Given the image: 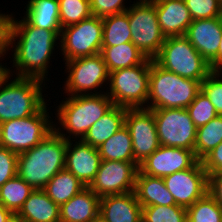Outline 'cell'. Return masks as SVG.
I'll list each match as a JSON object with an SVG mask.
<instances>
[{
    "instance_id": "6da1fadb",
    "label": "cell",
    "mask_w": 222,
    "mask_h": 222,
    "mask_svg": "<svg viewBox=\"0 0 222 222\" xmlns=\"http://www.w3.org/2000/svg\"><path fill=\"white\" fill-rule=\"evenodd\" d=\"M60 32L41 29L31 25L25 18L18 21L6 14L4 47L7 51L15 47L13 67L17 68V77L45 81L49 60L56 40L60 39Z\"/></svg>"
},
{
    "instance_id": "7a4b0ae2",
    "label": "cell",
    "mask_w": 222,
    "mask_h": 222,
    "mask_svg": "<svg viewBox=\"0 0 222 222\" xmlns=\"http://www.w3.org/2000/svg\"><path fill=\"white\" fill-rule=\"evenodd\" d=\"M67 140L53 130L36 146L18 154L17 175L34 190L44 189L65 167Z\"/></svg>"
},
{
    "instance_id": "3957f363",
    "label": "cell",
    "mask_w": 222,
    "mask_h": 222,
    "mask_svg": "<svg viewBox=\"0 0 222 222\" xmlns=\"http://www.w3.org/2000/svg\"><path fill=\"white\" fill-rule=\"evenodd\" d=\"M66 99L57 106V118L60 126H63L69 135L66 137L67 133H63L59 127L56 128V125L54 130L67 141L71 135L82 140L89 128L114 106L105 92L96 95L69 96Z\"/></svg>"
},
{
    "instance_id": "277c9868",
    "label": "cell",
    "mask_w": 222,
    "mask_h": 222,
    "mask_svg": "<svg viewBox=\"0 0 222 222\" xmlns=\"http://www.w3.org/2000/svg\"><path fill=\"white\" fill-rule=\"evenodd\" d=\"M202 81L183 78L151 61L148 109L187 108L201 91ZM151 101V103L149 102Z\"/></svg>"
},
{
    "instance_id": "5b68a950",
    "label": "cell",
    "mask_w": 222,
    "mask_h": 222,
    "mask_svg": "<svg viewBox=\"0 0 222 222\" xmlns=\"http://www.w3.org/2000/svg\"><path fill=\"white\" fill-rule=\"evenodd\" d=\"M10 72L9 69V74L0 83V124L29 117L47 103L42 95V80L16 77L9 82Z\"/></svg>"
},
{
    "instance_id": "8992f818",
    "label": "cell",
    "mask_w": 222,
    "mask_h": 222,
    "mask_svg": "<svg viewBox=\"0 0 222 222\" xmlns=\"http://www.w3.org/2000/svg\"><path fill=\"white\" fill-rule=\"evenodd\" d=\"M153 60L163 69L187 79L203 81L212 72L209 63L185 36L167 37Z\"/></svg>"
},
{
    "instance_id": "52a82bcc",
    "label": "cell",
    "mask_w": 222,
    "mask_h": 222,
    "mask_svg": "<svg viewBox=\"0 0 222 222\" xmlns=\"http://www.w3.org/2000/svg\"><path fill=\"white\" fill-rule=\"evenodd\" d=\"M152 60L146 58L134 67L109 72L110 92L106 94L114 105L125 108H146Z\"/></svg>"
},
{
    "instance_id": "ba28073f",
    "label": "cell",
    "mask_w": 222,
    "mask_h": 222,
    "mask_svg": "<svg viewBox=\"0 0 222 222\" xmlns=\"http://www.w3.org/2000/svg\"><path fill=\"white\" fill-rule=\"evenodd\" d=\"M46 103L33 115L0 124V146L16 154L36 146L53 130ZM48 113V114H47Z\"/></svg>"
},
{
    "instance_id": "9c48e42d",
    "label": "cell",
    "mask_w": 222,
    "mask_h": 222,
    "mask_svg": "<svg viewBox=\"0 0 222 222\" xmlns=\"http://www.w3.org/2000/svg\"><path fill=\"white\" fill-rule=\"evenodd\" d=\"M131 42L150 59L160 52L166 37L159 26L154 2H136L128 9Z\"/></svg>"
},
{
    "instance_id": "30bf717a",
    "label": "cell",
    "mask_w": 222,
    "mask_h": 222,
    "mask_svg": "<svg viewBox=\"0 0 222 222\" xmlns=\"http://www.w3.org/2000/svg\"><path fill=\"white\" fill-rule=\"evenodd\" d=\"M102 37V18L94 15L77 24L62 28L59 44L65 61L100 54Z\"/></svg>"
},
{
    "instance_id": "8fae6325",
    "label": "cell",
    "mask_w": 222,
    "mask_h": 222,
    "mask_svg": "<svg viewBox=\"0 0 222 222\" xmlns=\"http://www.w3.org/2000/svg\"><path fill=\"white\" fill-rule=\"evenodd\" d=\"M161 146L177 147L194 152L197 127L185 108L151 109Z\"/></svg>"
},
{
    "instance_id": "7c38bea8",
    "label": "cell",
    "mask_w": 222,
    "mask_h": 222,
    "mask_svg": "<svg viewBox=\"0 0 222 222\" xmlns=\"http://www.w3.org/2000/svg\"><path fill=\"white\" fill-rule=\"evenodd\" d=\"M65 64L69 74L64 88L70 96L101 94L96 91L88 93L109 80V72L101 54L75 58Z\"/></svg>"
},
{
    "instance_id": "4fadbf2b",
    "label": "cell",
    "mask_w": 222,
    "mask_h": 222,
    "mask_svg": "<svg viewBox=\"0 0 222 222\" xmlns=\"http://www.w3.org/2000/svg\"><path fill=\"white\" fill-rule=\"evenodd\" d=\"M138 170L136 162L101 160L98 172L88 187L100 198L133 192Z\"/></svg>"
},
{
    "instance_id": "5bb4252c",
    "label": "cell",
    "mask_w": 222,
    "mask_h": 222,
    "mask_svg": "<svg viewBox=\"0 0 222 222\" xmlns=\"http://www.w3.org/2000/svg\"><path fill=\"white\" fill-rule=\"evenodd\" d=\"M125 126L133 143V156L140 165L161 145L153 111L148 108H127Z\"/></svg>"
},
{
    "instance_id": "9a60e30c",
    "label": "cell",
    "mask_w": 222,
    "mask_h": 222,
    "mask_svg": "<svg viewBox=\"0 0 222 222\" xmlns=\"http://www.w3.org/2000/svg\"><path fill=\"white\" fill-rule=\"evenodd\" d=\"M176 205L188 208L208 193V174L201 160L191 168L177 171L163 178Z\"/></svg>"
},
{
    "instance_id": "2e32d148",
    "label": "cell",
    "mask_w": 222,
    "mask_h": 222,
    "mask_svg": "<svg viewBox=\"0 0 222 222\" xmlns=\"http://www.w3.org/2000/svg\"><path fill=\"white\" fill-rule=\"evenodd\" d=\"M197 161L192 150L160 146L139 165V170L148 176L164 178L191 168Z\"/></svg>"
},
{
    "instance_id": "e0dca14e",
    "label": "cell",
    "mask_w": 222,
    "mask_h": 222,
    "mask_svg": "<svg viewBox=\"0 0 222 222\" xmlns=\"http://www.w3.org/2000/svg\"><path fill=\"white\" fill-rule=\"evenodd\" d=\"M72 144L71 140L67 141L64 168L88 187L98 172L101 156L96 147L86 144L80 139L73 146Z\"/></svg>"
},
{
    "instance_id": "ac0fdd59",
    "label": "cell",
    "mask_w": 222,
    "mask_h": 222,
    "mask_svg": "<svg viewBox=\"0 0 222 222\" xmlns=\"http://www.w3.org/2000/svg\"><path fill=\"white\" fill-rule=\"evenodd\" d=\"M222 35V16L192 20L185 37L201 56L210 63L218 54Z\"/></svg>"
},
{
    "instance_id": "d6986e66",
    "label": "cell",
    "mask_w": 222,
    "mask_h": 222,
    "mask_svg": "<svg viewBox=\"0 0 222 222\" xmlns=\"http://www.w3.org/2000/svg\"><path fill=\"white\" fill-rule=\"evenodd\" d=\"M154 3L163 35L166 38L184 36L192 23L184 0H156Z\"/></svg>"
},
{
    "instance_id": "ffe728a7",
    "label": "cell",
    "mask_w": 222,
    "mask_h": 222,
    "mask_svg": "<svg viewBox=\"0 0 222 222\" xmlns=\"http://www.w3.org/2000/svg\"><path fill=\"white\" fill-rule=\"evenodd\" d=\"M99 214L107 222H141L142 206L133 192L100 198Z\"/></svg>"
},
{
    "instance_id": "44dd1931",
    "label": "cell",
    "mask_w": 222,
    "mask_h": 222,
    "mask_svg": "<svg viewBox=\"0 0 222 222\" xmlns=\"http://www.w3.org/2000/svg\"><path fill=\"white\" fill-rule=\"evenodd\" d=\"M99 210L100 197L86 187L60 206V222H90Z\"/></svg>"
},
{
    "instance_id": "7402d4cb",
    "label": "cell",
    "mask_w": 222,
    "mask_h": 222,
    "mask_svg": "<svg viewBox=\"0 0 222 222\" xmlns=\"http://www.w3.org/2000/svg\"><path fill=\"white\" fill-rule=\"evenodd\" d=\"M134 193L142 207L161 205H176V202L166 188L163 178L152 177L138 170Z\"/></svg>"
},
{
    "instance_id": "603a6c76",
    "label": "cell",
    "mask_w": 222,
    "mask_h": 222,
    "mask_svg": "<svg viewBox=\"0 0 222 222\" xmlns=\"http://www.w3.org/2000/svg\"><path fill=\"white\" fill-rule=\"evenodd\" d=\"M60 207L43 189L34 190L16 214L25 222H60Z\"/></svg>"
},
{
    "instance_id": "cb8c5ba5",
    "label": "cell",
    "mask_w": 222,
    "mask_h": 222,
    "mask_svg": "<svg viewBox=\"0 0 222 222\" xmlns=\"http://www.w3.org/2000/svg\"><path fill=\"white\" fill-rule=\"evenodd\" d=\"M126 111L127 108L114 105L89 128L82 141L98 148L125 125Z\"/></svg>"
},
{
    "instance_id": "d4e9b609",
    "label": "cell",
    "mask_w": 222,
    "mask_h": 222,
    "mask_svg": "<svg viewBox=\"0 0 222 222\" xmlns=\"http://www.w3.org/2000/svg\"><path fill=\"white\" fill-rule=\"evenodd\" d=\"M24 18L33 26L49 31H61L58 0H30Z\"/></svg>"
},
{
    "instance_id": "484cf974",
    "label": "cell",
    "mask_w": 222,
    "mask_h": 222,
    "mask_svg": "<svg viewBox=\"0 0 222 222\" xmlns=\"http://www.w3.org/2000/svg\"><path fill=\"white\" fill-rule=\"evenodd\" d=\"M86 186L67 169L55 174L43 189L59 207L81 192Z\"/></svg>"
},
{
    "instance_id": "4316f807",
    "label": "cell",
    "mask_w": 222,
    "mask_h": 222,
    "mask_svg": "<svg viewBox=\"0 0 222 222\" xmlns=\"http://www.w3.org/2000/svg\"><path fill=\"white\" fill-rule=\"evenodd\" d=\"M100 54L108 72L134 67L146 59L132 42H126L118 46L102 47Z\"/></svg>"
},
{
    "instance_id": "83f0119b",
    "label": "cell",
    "mask_w": 222,
    "mask_h": 222,
    "mask_svg": "<svg viewBox=\"0 0 222 222\" xmlns=\"http://www.w3.org/2000/svg\"><path fill=\"white\" fill-rule=\"evenodd\" d=\"M97 149L101 160L135 162L132 139L125 125Z\"/></svg>"
},
{
    "instance_id": "f1b7e54d",
    "label": "cell",
    "mask_w": 222,
    "mask_h": 222,
    "mask_svg": "<svg viewBox=\"0 0 222 222\" xmlns=\"http://www.w3.org/2000/svg\"><path fill=\"white\" fill-rule=\"evenodd\" d=\"M103 21L102 47L118 46L131 42L128 10L126 12L106 16Z\"/></svg>"
},
{
    "instance_id": "f546056e",
    "label": "cell",
    "mask_w": 222,
    "mask_h": 222,
    "mask_svg": "<svg viewBox=\"0 0 222 222\" xmlns=\"http://www.w3.org/2000/svg\"><path fill=\"white\" fill-rule=\"evenodd\" d=\"M222 142V115H217L207 124L197 128L194 154L202 160Z\"/></svg>"
},
{
    "instance_id": "4dcf8cb0",
    "label": "cell",
    "mask_w": 222,
    "mask_h": 222,
    "mask_svg": "<svg viewBox=\"0 0 222 222\" xmlns=\"http://www.w3.org/2000/svg\"><path fill=\"white\" fill-rule=\"evenodd\" d=\"M34 189L18 175L0 187V204L17 214Z\"/></svg>"
},
{
    "instance_id": "1f68e13d",
    "label": "cell",
    "mask_w": 222,
    "mask_h": 222,
    "mask_svg": "<svg viewBox=\"0 0 222 222\" xmlns=\"http://www.w3.org/2000/svg\"><path fill=\"white\" fill-rule=\"evenodd\" d=\"M187 222H222V207L207 193L186 208Z\"/></svg>"
},
{
    "instance_id": "d6a6232c",
    "label": "cell",
    "mask_w": 222,
    "mask_h": 222,
    "mask_svg": "<svg viewBox=\"0 0 222 222\" xmlns=\"http://www.w3.org/2000/svg\"><path fill=\"white\" fill-rule=\"evenodd\" d=\"M59 20L62 28L74 25L89 18L90 0H58Z\"/></svg>"
},
{
    "instance_id": "836d02e7",
    "label": "cell",
    "mask_w": 222,
    "mask_h": 222,
    "mask_svg": "<svg viewBox=\"0 0 222 222\" xmlns=\"http://www.w3.org/2000/svg\"><path fill=\"white\" fill-rule=\"evenodd\" d=\"M143 222H187L186 208L179 205L142 207Z\"/></svg>"
},
{
    "instance_id": "e575fe53",
    "label": "cell",
    "mask_w": 222,
    "mask_h": 222,
    "mask_svg": "<svg viewBox=\"0 0 222 222\" xmlns=\"http://www.w3.org/2000/svg\"><path fill=\"white\" fill-rule=\"evenodd\" d=\"M186 109L197 128L207 124L218 115L214 105L202 90Z\"/></svg>"
},
{
    "instance_id": "d590c367",
    "label": "cell",
    "mask_w": 222,
    "mask_h": 222,
    "mask_svg": "<svg viewBox=\"0 0 222 222\" xmlns=\"http://www.w3.org/2000/svg\"><path fill=\"white\" fill-rule=\"evenodd\" d=\"M192 20L222 16V6L218 0H184Z\"/></svg>"
},
{
    "instance_id": "8d00e7d4",
    "label": "cell",
    "mask_w": 222,
    "mask_h": 222,
    "mask_svg": "<svg viewBox=\"0 0 222 222\" xmlns=\"http://www.w3.org/2000/svg\"><path fill=\"white\" fill-rule=\"evenodd\" d=\"M221 78H222L221 71H212L201 83V90L206 94L209 101L214 105L218 115H222Z\"/></svg>"
},
{
    "instance_id": "74e56055",
    "label": "cell",
    "mask_w": 222,
    "mask_h": 222,
    "mask_svg": "<svg viewBox=\"0 0 222 222\" xmlns=\"http://www.w3.org/2000/svg\"><path fill=\"white\" fill-rule=\"evenodd\" d=\"M125 0H90L91 14L100 18L126 12ZM126 7V8H125Z\"/></svg>"
},
{
    "instance_id": "f35d334b",
    "label": "cell",
    "mask_w": 222,
    "mask_h": 222,
    "mask_svg": "<svg viewBox=\"0 0 222 222\" xmlns=\"http://www.w3.org/2000/svg\"><path fill=\"white\" fill-rule=\"evenodd\" d=\"M18 154L0 146V187L17 175Z\"/></svg>"
},
{
    "instance_id": "ab89813d",
    "label": "cell",
    "mask_w": 222,
    "mask_h": 222,
    "mask_svg": "<svg viewBox=\"0 0 222 222\" xmlns=\"http://www.w3.org/2000/svg\"><path fill=\"white\" fill-rule=\"evenodd\" d=\"M201 161L207 174L222 173V142Z\"/></svg>"
},
{
    "instance_id": "60d3db41",
    "label": "cell",
    "mask_w": 222,
    "mask_h": 222,
    "mask_svg": "<svg viewBox=\"0 0 222 222\" xmlns=\"http://www.w3.org/2000/svg\"><path fill=\"white\" fill-rule=\"evenodd\" d=\"M208 193L222 207V173L208 174Z\"/></svg>"
},
{
    "instance_id": "b9f144b4",
    "label": "cell",
    "mask_w": 222,
    "mask_h": 222,
    "mask_svg": "<svg viewBox=\"0 0 222 222\" xmlns=\"http://www.w3.org/2000/svg\"><path fill=\"white\" fill-rule=\"evenodd\" d=\"M210 68L212 71H221L222 72V35H221V42L218 49L217 56L209 63Z\"/></svg>"
},
{
    "instance_id": "7bdbcfd3",
    "label": "cell",
    "mask_w": 222,
    "mask_h": 222,
    "mask_svg": "<svg viewBox=\"0 0 222 222\" xmlns=\"http://www.w3.org/2000/svg\"><path fill=\"white\" fill-rule=\"evenodd\" d=\"M5 22L6 14L0 13V50H5Z\"/></svg>"
},
{
    "instance_id": "ee69618b",
    "label": "cell",
    "mask_w": 222,
    "mask_h": 222,
    "mask_svg": "<svg viewBox=\"0 0 222 222\" xmlns=\"http://www.w3.org/2000/svg\"><path fill=\"white\" fill-rule=\"evenodd\" d=\"M14 214L0 204V222H7Z\"/></svg>"
},
{
    "instance_id": "f6af8a7d",
    "label": "cell",
    "mask_w": 222,
    "mask_h": 222,
    "mask_svg": "<svg viewBox=\"0 0 222 222\" xmlns=\"http://www.w3.org/2000/svg\"><path fill=\"white\" fill-rule=\"evenodd\" d=\"M5 54H6V50H0V59H1V56H4ZM8 74H9V69L6 68V66L4 67V65L2 66L0 64V83Z\"/></svg>"
},
{
    "instance_id": "bcb514c9",
    "label": "cell",
    "mask_w": 222,
    "mask_h": 222,
    "mask_svg": "<svg viewBox=\"0 0 222 222\" xmlns=\"http://www.w3.org/2000/svg\"><path fill=\"white\" fill-rule=\"evenodd\" d=\"M7 222H25L23 219L14 214Z\"/></svg>"
},
{
    "instance_id": "7dc6e473",
    "label": "cell",
    "mask_w": 222,
    "mask_h": 222,
    "mask_svg": "<svg viewBox=\"0 0 222 222\" xmlns=\"http://www.w3.org/2000/svg\"><path fill=\"white\" fill-rule=\"evenodd\" d=\"M90 222H107L100 214L96 216L93 220Z\"/></svg>"
},
{
    "instance_id": "c3c4849f",
    "label": "cell",
    "mask_w": 222,
    "mask_h": 222,
    "mask_svg": "<svg viewBox=\"0 0 222 222\" xmlns=\"http://www.w3.org/2000/svg\"><path fill=\"white\" fill-rule=\"evenodd\" d=\"M156 0H139L138 2H142V3H145V2H155Z\"/></svg>"
},
{
    "instance_id": "681fc988",
    "label": "cell",
    "mask_w": 222,
    "mask_h": 222,
    "mask_svg": "<svg viewBox=\"0 0 222 222\" xmlns=\"http://www.w3.org/2000/svg\"><path fill=\"white\" fill-rule=\"evenodd\" d=\"M219 4L222 6V0H218Z\"/></svg>"
}]
</instances>
